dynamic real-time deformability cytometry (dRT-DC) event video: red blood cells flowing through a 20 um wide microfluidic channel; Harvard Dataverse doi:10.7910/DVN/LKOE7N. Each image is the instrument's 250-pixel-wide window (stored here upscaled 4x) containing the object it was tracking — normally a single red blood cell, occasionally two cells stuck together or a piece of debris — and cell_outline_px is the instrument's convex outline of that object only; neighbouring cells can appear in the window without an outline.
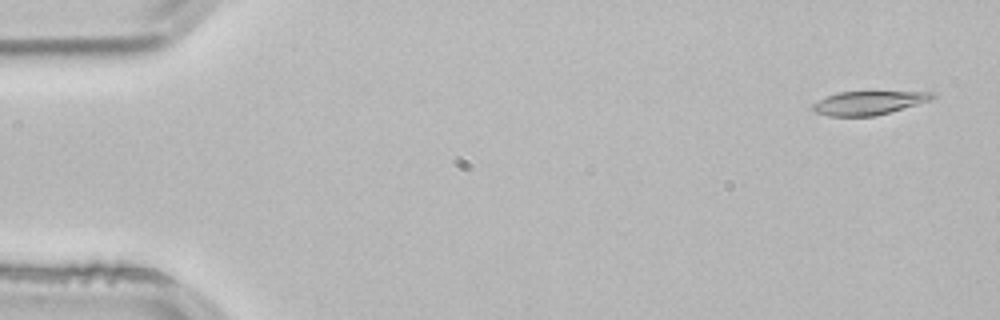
{"species": "common noctule bat (a hibernating species)", "species_latin": "Nyctalus noctula", "temperature_condition": "room temperature", "stored_images_in_passage": 9, "camera_frame_rate_fps": 3000, "um_per_image_px": 0.085, "animal": {"sex": "male", "body_mass_g": 21.5, "forearm_length_mm": 52.0}, "frame": {"image": 1, "passage_image": 1, "time_ms": 0.0, "image_size_px": [1000, 320], "cell_outline_px": [[936, 96], [932, 100], [876, 116], [828, 116], [816, 112], [812, 108], [812, 104], [824, 96], [836, 92], [936, 92]], "centroid_in_image_um": [73.82, 8.74], "position_along_channel_um": 11.2, "area_um2": 16.53}}